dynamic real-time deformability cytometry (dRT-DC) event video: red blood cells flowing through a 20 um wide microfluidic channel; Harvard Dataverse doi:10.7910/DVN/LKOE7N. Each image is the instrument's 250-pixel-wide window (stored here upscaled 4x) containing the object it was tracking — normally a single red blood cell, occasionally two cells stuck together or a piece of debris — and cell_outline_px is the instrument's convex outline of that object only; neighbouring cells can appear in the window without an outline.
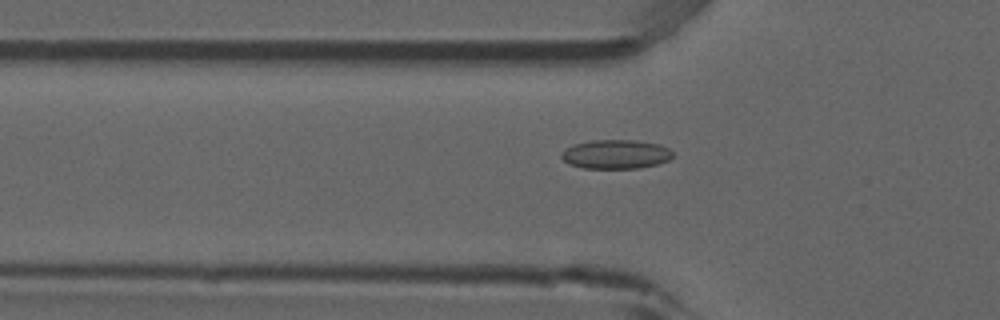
{"species": "common noctule bat (a hibernating species)", "species_latin": "Nyctalus noctula", "temperature_condition": "room temperature", "stored_images_in_passage": 51, "camera_frame_rate_fps": 3000, "um_per_image_px": 0.085, "animal": {"sex": "male", "forearm_length_mm": 52.5}, "frame": {"image": 1, "passage_image": 16, "time_ms": 5.0, "image_size_px": [1000, 320], "cell_outline_px": [[672, 156], [668, 160], [656, 164], [636, 168], [584, 168], [568, 164], [560, 156], [560, 152], [572, 144], [592, 140], [636, 140], [660, 144], [668, 148], [672, 152]], "centroid_in_image_um": [52.3, 13.1], "position_along_channel_um": 73.5, "area_um2": 18.9}}
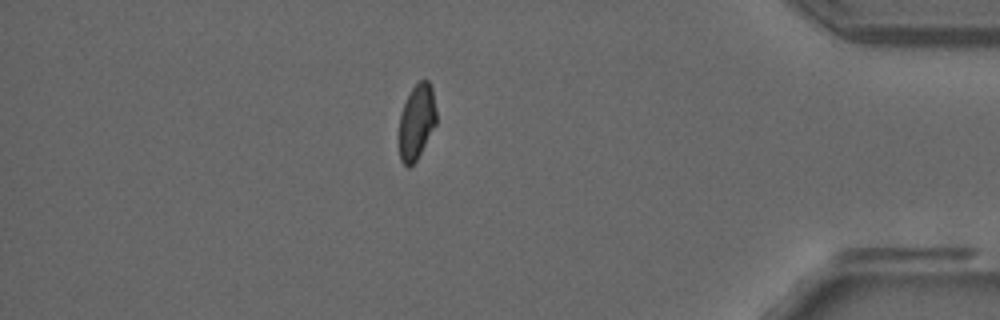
{"frame": {"image": 2, "passage_image": 44, "time_ms": 14.333, "image_size_px": [1000, 320], "cell_outline_px": [[436, 124], [416, 160], [408, 168], [400, 160], [400, 116], [404, 104], [412, 88], [420, 80], [428, 80], [432, 88], [436, 112]], "centroid_in_image_um": [35.42, 10.34], "position_along_channel_um": 399.8, "area_um2": 15.95}}
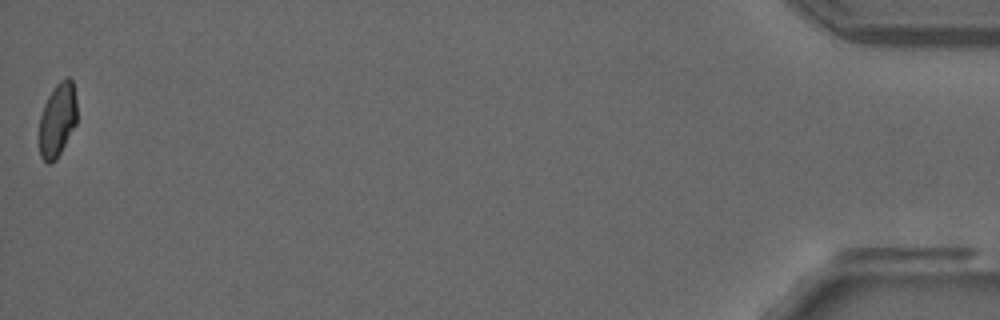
{"frame": {"image": 3, "passage_image": 51, "time_ms": 16.667, "image_size_px": [1000, 320], "cell_outline_px": [[76, 124], [56, 160], [48, 164], [40, 156], [40, 116], [44, 104], [48, 96], [56, 84], [64, 76], [68, 76], [72, 80], [76, 100]], "centroid_in_image_um": [4.89, 10.16], "position_along_channel_um": 430.3, "area_um2": 16.18}, "authors_computed_cell_mechanics": {"area_um2": 17.5134, "velocity_mm_per_s": 3.9127, "shape_relaxation_time_tau1_ms": null, "shape_relaxation_time_tau2_ms": 1.3092, "deformation_change_tau1": null, "deformation_change_tau2": 0.066}}